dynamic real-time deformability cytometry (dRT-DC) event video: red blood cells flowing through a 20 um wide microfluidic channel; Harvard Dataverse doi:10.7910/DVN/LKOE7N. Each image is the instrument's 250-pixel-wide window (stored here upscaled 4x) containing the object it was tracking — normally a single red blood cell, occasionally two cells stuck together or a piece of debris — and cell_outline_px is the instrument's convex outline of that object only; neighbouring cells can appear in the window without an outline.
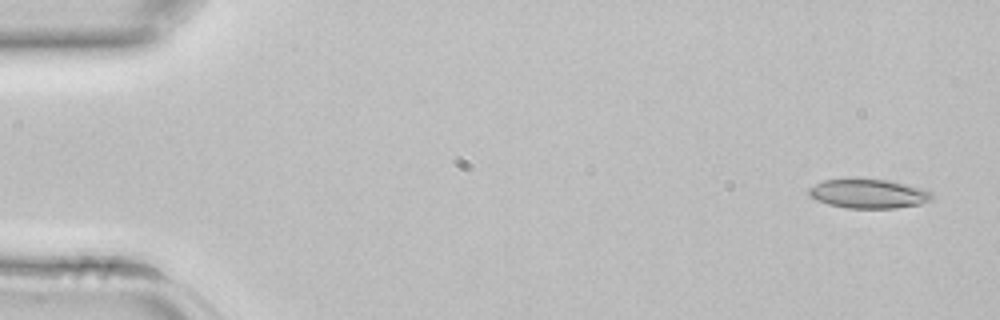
{"species": "common noctule bat (a hibernating species)", "species_latin": "Nyctalus noctula", "temperature_condition": "room temperature", "stored_images_in_passage": 42, "camera_frame_rate_fps": 3000, "um_per_image_px": 0.085, "animal": {"sex": "female", "body_mass_g": 22.7, "forearm_length_mm": 54.2}, "frame": {"image": 1, "passage_image": 1, "time_ms": 0.0, "image_size_px": [1000, 320], "cell_outline_px": [[932, 196], [928, 200], [920, 204], [896, 208], [844, 208], [828, 204], [816, 200], [808, 196], [808, 188], [824, 180], [888, 180], [920, 188], [932, 192]], "centroid_in_image_um": [73.77, 16.49], "position_along_channel_um": 11.2, "area_um2": 20.52}}
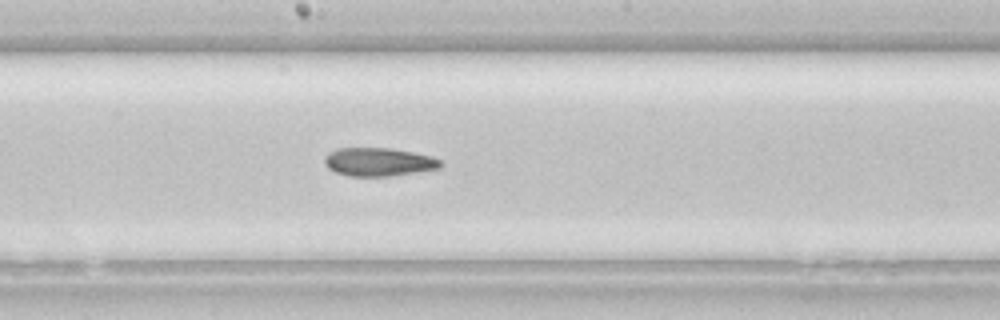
{"frame": {"image": 2, "passage_image": 22, "time_ms": 7.0, "image_size_px": [1000, 320], "cell_outline_px": [[444, 164], [440, 168], [392, 176], [348, 176], [336, 172], [328, 168], [324, 164], [324, 156], [336, 148], [392, 148], [432, 156], [440, 160]], "centroid_in_image_um": [32.18, 13.76], "position_along_channel_um": 216.0, "area_um2": 19.31}}
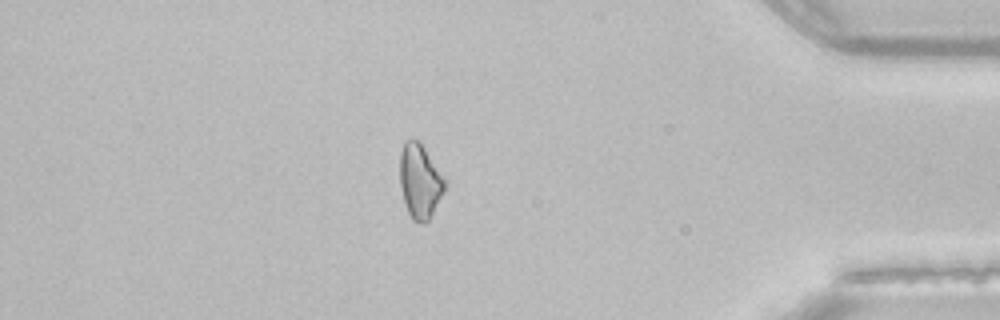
{"frame": {"image": 3, "passage_image": 36, "time_ms": 11.667, "image_size_px": [1000, 320], "cell_outline_px": [[444, 192], [432, 216], [424, 224], [420, 224], [412, 220], [408, 212], [404, 200], [400, 184], [400, 152], [404, 140], [416, 140], [424, 148], [444, 180]], "centroid_in_image_um": [35.66, 15.46], "position_along_channel_um": 399.5, "area_um2": 19.07}}